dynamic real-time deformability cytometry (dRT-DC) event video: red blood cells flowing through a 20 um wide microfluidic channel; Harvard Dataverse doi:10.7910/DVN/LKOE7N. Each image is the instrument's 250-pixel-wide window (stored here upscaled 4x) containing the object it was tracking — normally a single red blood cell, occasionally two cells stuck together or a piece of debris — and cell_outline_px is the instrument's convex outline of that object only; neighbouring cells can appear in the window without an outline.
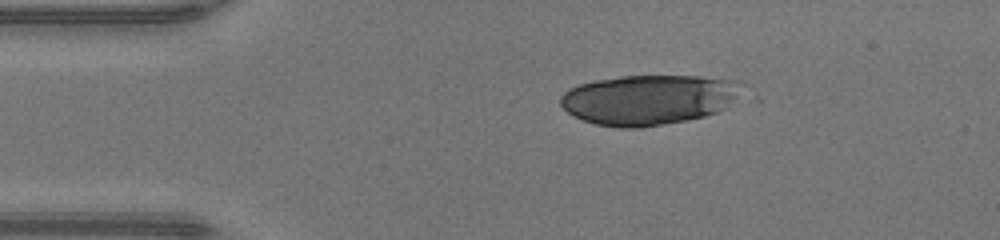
{"species": "human", "species_latin": "Homo sapiens", "temperature_condition": "warm", "stored_images_in_passage": 39, "camera_frame_rate_fps": 3000, "um_per_image_px": 0.085, "donor": {"sex": "male"}, "frame": {"image": 1, "passage_image": 1, "time_ms": 0.0, "image_size_px": [1000, 240], "cell_outline_px": [[760, 100], [704, 116], [688, 120], [640, 128], [620, 128], [596, 124], [572, 116], [560, 104], [560, 96], [568, 88], [580, 84], [596, 80], [620, 76], [700, 76], [744, 80], [748, 84]], "centroid_in_image_um": [55.57, 8.45], "position_along_channel_um": 29.4, "area_um2": 56.18}}